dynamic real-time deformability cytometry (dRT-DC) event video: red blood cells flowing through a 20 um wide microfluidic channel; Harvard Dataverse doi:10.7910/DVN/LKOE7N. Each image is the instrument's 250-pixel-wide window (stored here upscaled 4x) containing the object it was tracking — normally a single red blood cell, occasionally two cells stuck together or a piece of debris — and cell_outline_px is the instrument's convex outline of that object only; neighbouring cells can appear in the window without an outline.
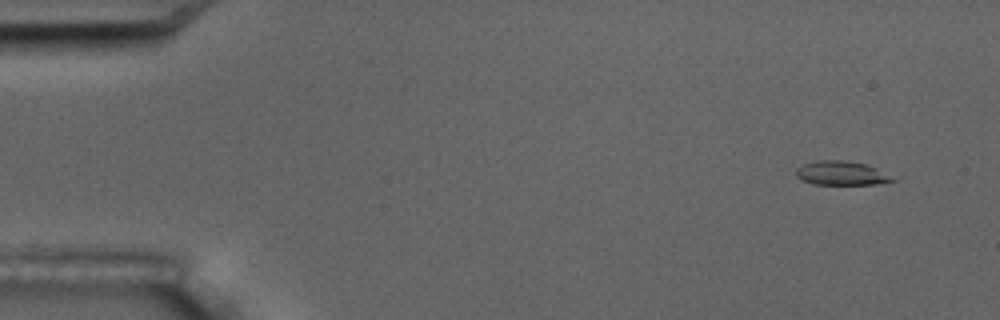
{"species": "common noctule bat (a hibernating species)", "species_latin": "Nyctalus noctula", "temperature_condition": "room temperature", "stored_images_in_passage": 5, "camera_frame_rate_fps": 3000, "um_per_image_px": 0.085, "animal": {"sex": "male", "body_mass_g": 17.5, "forearm_length_mm": 52.3}, "frame": {"image": 1, "passage_image": 2, "time_ms": 1.0, "image_size_px": [1000, 320], "cell_outline_px": [[900, 176], [896, 180], [876, 184], [812, 184], [800, 180], [796, 176], [796, 168], [804, 164], [816, 160], [844, 160], [868, 164]], "centroid_in_image_um": [71.62, 14.71], "position_along_channel_um": 13.4, "area_um2": 14.05}}
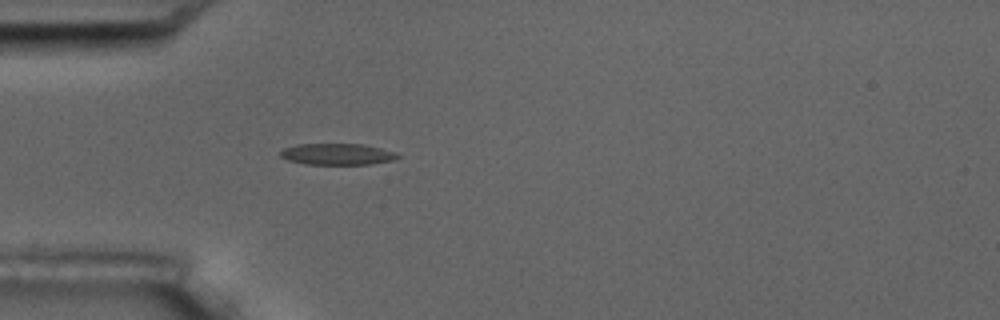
{"frame": {"image": 2, "passage_image": 5, "time_ms": 5.333, "image_size_px": [1000, 320], "cell_outline_px": [[400, 156], [396, 160], [372, 164], [304, 164], [288, 160], [280, 156], [280, 152], [284, 148], [296, 144], [364, 144], [396, 152]], "centroid_in_image_um": [28.69, 13.1], "position_along_channel_um": 56.3, "area_um2": 14.68}}